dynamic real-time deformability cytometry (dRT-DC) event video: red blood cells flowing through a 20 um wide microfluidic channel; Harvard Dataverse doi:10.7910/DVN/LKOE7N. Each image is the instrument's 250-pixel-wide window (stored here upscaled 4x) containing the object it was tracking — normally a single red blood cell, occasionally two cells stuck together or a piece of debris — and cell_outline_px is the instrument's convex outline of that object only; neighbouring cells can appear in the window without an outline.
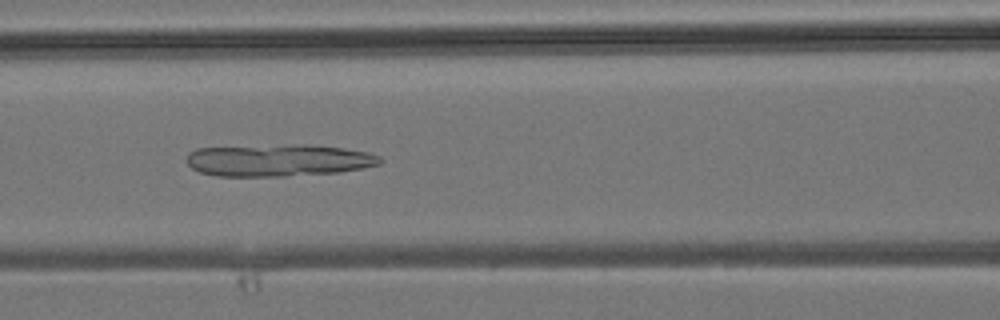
{"species": "common noctule bat (a hibernating species)", "species_latin": "Nyctalus noctula", "temperature_condition": "room temperature", "stored_images_in_passage": 44, "camera_frame_rate_fps": 3000, "um_per_image_px": 0.085, "animal": {"sex": "male", "body_mass_g": 19.2, "forearm_length_mm": 51.8}, "frame": {"image": 1, "passage_image": 19, "time_ms": 6.0, "image_size_px": [1000, 320], "cell_outline_px": [[384, 160], [380, 164], [364, 168], [340, 172], [284, 176], [216, 176], [200, 172], [192, 168], [188, 164], [188, 152], [196, 148], [292, 144], [308, 144], [344, 148], [368, 152], [380, 156]], "centroid_in_image_um": [23.7, 13.61], "position_along_channel_um": 142.9, "area_um2": 36.47}}
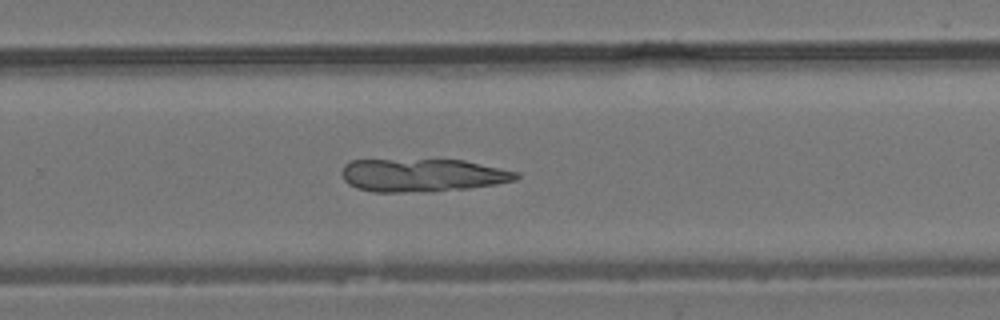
{"frame": {"image": 2, "passage_image": 29, "time_ms": 9.333, "image_size_px": [1000, 320], "cell_outline_px": [[520, 176], [516, 180], [496, 184], [468, 188], [404, 192], [372, 192], [356, 188], [348, 184], [344, 180], [340, 172], [344, 164], [352, 160], [464, 160], [520, 172]], "centroid_in_image_um": [35.89, 14.88], "position_along_channel_um": 293.9, "area_um2": 33.52}}
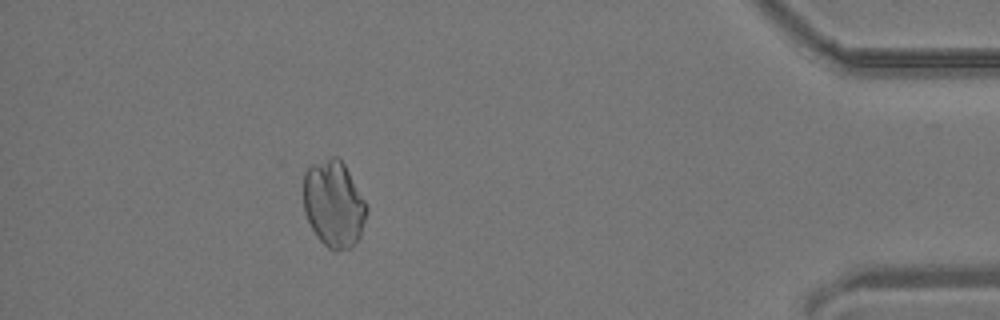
{"frame": {"image": 3, "passage_image": 40, "time_ms": 13.0, "image_size_px": [1000, 320], "cell_outline_px": [[368, 208], [360, 236], [352, 248], [336, 252], [332, 252], [316, 236], [304, 212], [304, 172], [312, 164], [332, 156], [336, 156], [344, 164], [364, 200]], "centroid_in_image_um": [28.36, 17.37], "position_along_channel_um": 406.8, "area_um2": 31.85}}